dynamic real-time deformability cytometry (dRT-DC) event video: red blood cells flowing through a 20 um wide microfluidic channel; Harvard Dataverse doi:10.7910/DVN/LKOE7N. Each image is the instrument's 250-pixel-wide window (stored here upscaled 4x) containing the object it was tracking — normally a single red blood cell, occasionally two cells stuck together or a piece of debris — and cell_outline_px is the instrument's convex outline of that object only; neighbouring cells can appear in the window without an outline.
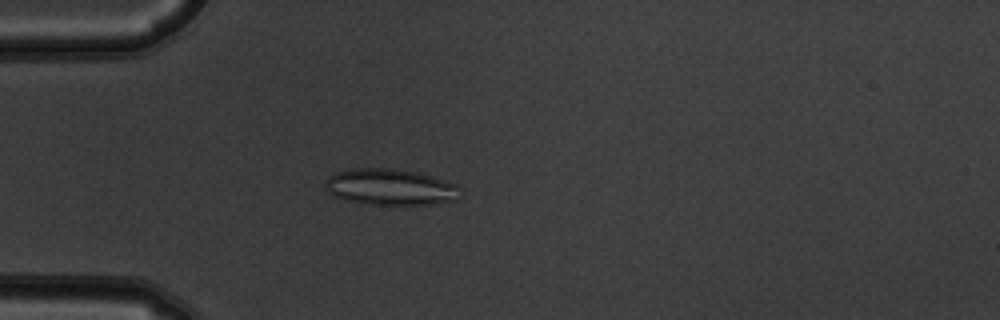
{"species": "common noctule bat (a hibernating species)", "species_latin": "Nyctalus noctula", "temperature_condition": "warm", "stored_images_in_passage": 6, "camera_frame_rate_fps": 3000, "um_per_image_px": 0.085, "animal": {"sex": "male", "body_mass_g": 19.5, "forearm_length_mm": 54.6}, "frame": {"image": 1, "passage_image": 5, "time_ms": 1.333, "image_size_px": [1000, 320], "cell_outline_px": [[456, 200], [432, 204], [372, 204], [348, 200], [332, 196], [328, 192], [328, 176], [336, 172], [356, 168], [392, 168], [416, 172], [432, 176], [456, 184]], "centroid_in_image_um": [33.15, 15.89], "position_along_channel_um": 51.9, "area_um2": 27.86}}